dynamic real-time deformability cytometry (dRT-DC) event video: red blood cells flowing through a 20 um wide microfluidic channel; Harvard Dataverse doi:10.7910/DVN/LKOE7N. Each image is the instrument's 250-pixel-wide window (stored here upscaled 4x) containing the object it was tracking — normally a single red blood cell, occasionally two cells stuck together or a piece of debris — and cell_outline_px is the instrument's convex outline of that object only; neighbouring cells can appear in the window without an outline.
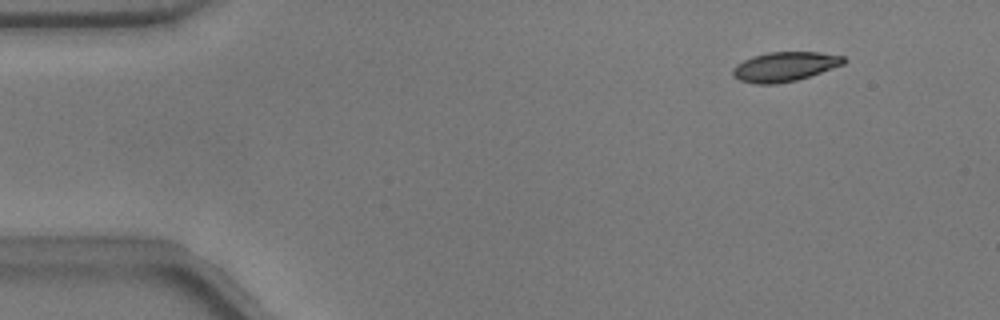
{"species": "common noctule bat (a hibernating species)", "species_latin": "Nyctalus noctula", "temperature_condition": "warm", "stored_images_in_passage": 48, "camera_frame_rate_fps": 3000, "um_per_image_px": 0.085, "animal": {"sex": "male", "body_mass_g": 17.9}, "frame": {"image": 1, "passage_image": 1, "time_ms": 0.0, "image_size_px": [1000, 320], "cell_outline_px": [[848, 60], [844, 64], [796, 80], [776, 84], [756, 84], [740, 80], [732, 76], [732, 68], [736, 64], [752, 56], [768, 52], [820, 52], [844, 56]], "centroid_in_image_um": [66.68, 5.65], "position_along_channel_um": 18.3, "area_um2": 19.07}}
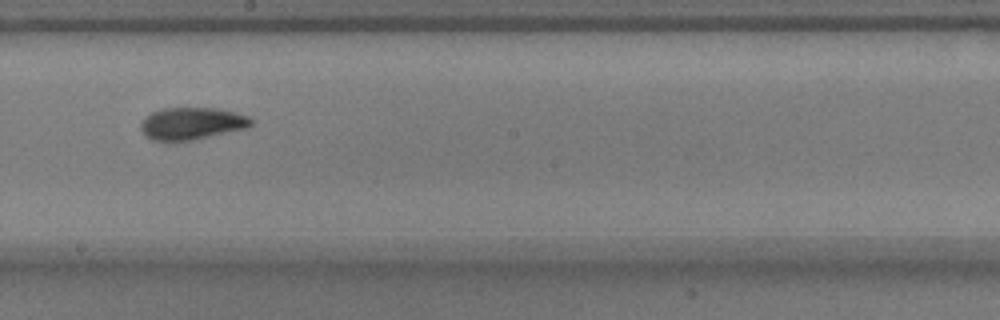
{"frame": {"image": 2, "passage_image": 25, "time_ms": 8.0, "image_size_px": [1000, 320], "cell_outline_px": [[252, 124], [248, 128], [192, 140], [152, 140], [144, 136], [140, 128], [140, 124], [144, 116], [160, 108], [216, 108], [236, 112], [248, 116], [252, 120]], "centroid_in_image_um": [16.28, 10.48], "position_along_channel_um": 231.9, "area_um2": 20.81}}
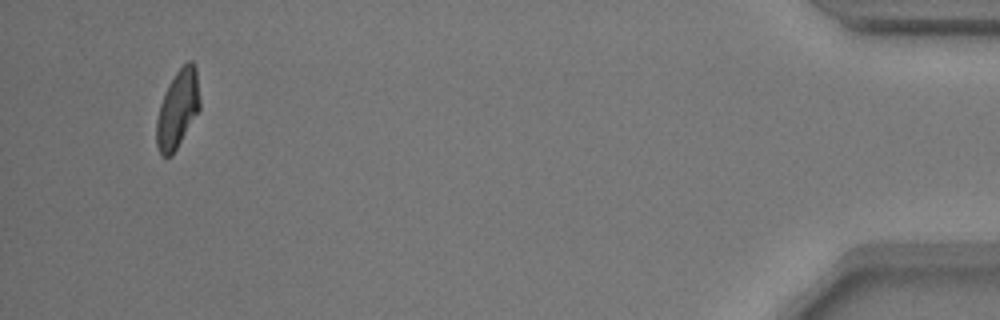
{"frame": {"image": 3, "passage_image": 46, "time_ms": 15.0, "image_size_px": [1000, 320], "cell_outline_px": [[200, 108], [172, 156], [164, 156], [160, 152], [156, 144], [156, 120], [160, 104], [176, 72], [188, 60], [192, 60], [196, 64], [200, 100]], "centroid_in_image_um": [15.12, 9.26], "position_along_channel_um": 420.1, "area_um2": 19.42}, "authors_computed_cell_mechanics": {"area_um2": 20.1433, "velocity_mm_per_s": 3.7945, "shape_relaxation_time_tau1_ms": 3.8461, "shape_relaxation_time_tau2_ms": 1.6913, "deformation_change_tau1": 0.1728, "deformation_change_tau2": 0.0795}}